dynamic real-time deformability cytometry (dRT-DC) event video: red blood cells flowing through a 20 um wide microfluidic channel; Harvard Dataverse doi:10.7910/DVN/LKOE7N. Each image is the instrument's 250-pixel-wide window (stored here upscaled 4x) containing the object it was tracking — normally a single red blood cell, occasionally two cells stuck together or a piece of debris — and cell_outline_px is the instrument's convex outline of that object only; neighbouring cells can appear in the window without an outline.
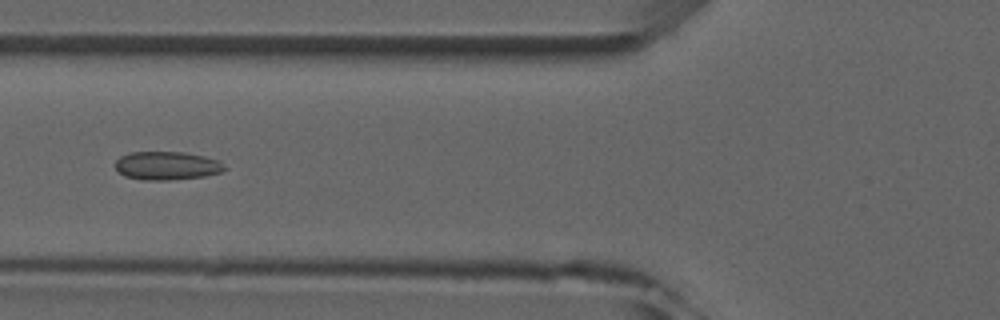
{"species": "common noctule bat (a hibernating species)", "species_latin": "Nyctalus noctula", "temperature_condition": "room temperature", "stored_images_in_passage": 5, "camera_frame_rate_fps": 3000, "um_per_image_px": 0.085, "animal": {"sex": "male", "forearm_length_mm": 52.5}, "frame": {"image": 1, "passage_image": 5, "time_ms": 4.667, "image_size_px": [1000, 320], "cell_outline_px": [[228, 168], [220, 172], [204, 176], [172, 180], [144, 180], [124, 176], [116, 168], [116, 160], [120, 156], [132, 152], [184, 152], [204, 156], [220, 160]], "centroid_in_image_um": [14.22, 14.08], "position_along_channel_um": 111.6, "area_um2": 18.15}}